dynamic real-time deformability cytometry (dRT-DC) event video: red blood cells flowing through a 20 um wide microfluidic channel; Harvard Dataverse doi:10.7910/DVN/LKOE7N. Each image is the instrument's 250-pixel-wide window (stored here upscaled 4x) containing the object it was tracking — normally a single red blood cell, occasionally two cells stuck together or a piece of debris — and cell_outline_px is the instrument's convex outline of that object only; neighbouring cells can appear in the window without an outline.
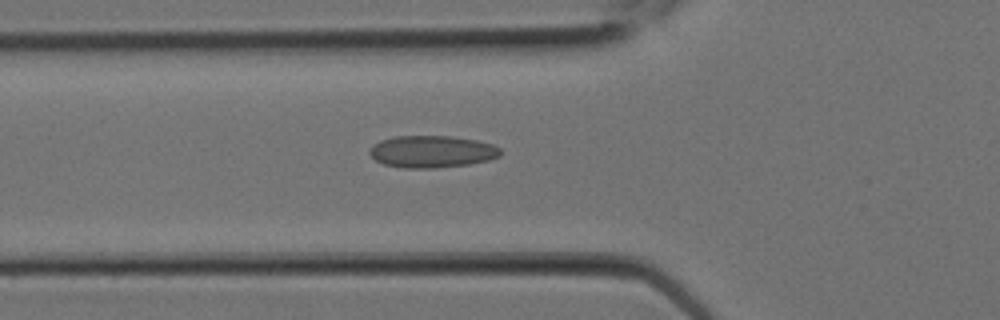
{"species": "Egyptian fruit bat (a non-hibernating species)", "species_latin": "Rousettus aegyptiacus", "temperature_condition": "room temperature", "stored_images_in_passage": 3, "segment_of_instrument_passage": [1, 2], "camera_frame_rate_fps": 3000, "um_per_image_px": 0.085, "animal": {"sex": "female"}, "frame": {"image": 1, "passage_image": 2, "time_ms": 0.333, "image_size_px": [1000, 320], "cell_outline_px": [[500, 156], [488, 160], [468, 164], [432, 168], [404, 168], [384, 164], [376, 160], [368, 152], [372, 144], [380, 140], [396, 136], [452, 136], [476, 140], [492, 144], [500, 148]], "centroid_in_image_um": [36.69, 12.88], "position_along_channel_um": 89.1, "area_um2": 24.39}}